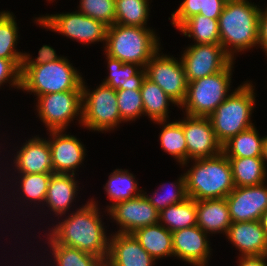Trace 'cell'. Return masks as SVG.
Wrapping results in <instances>:
<instances>
[{
    "label": "cell",
    "instance_id": "obj_1",
    "mask_svg": "<svg viewBox=\"0 0 267 266\" xmlns=\"http://www.w3.org/2000/svg\"><path fill=\"white\" fill-rule=\"evenodd\" d=\"M94 199L90 198L80 208L73 210L71 214L68 212L67 216H60V221H56V225L52 223L54 227L48 228V234L58 244L106 258L110 234L107 236L98 200L96 202Z\"/></svg>",
    "mask_w": 267,
    "mask_h": 266
},
{
    "label": "cell",
    "instance_id": "obj_2",
    "mask_svg": "<svg viewBox=\"0 0 267 266\" xmlns=\"http://www.w3.org/2000/svg\"><path fill=\"white\" fill-rule=\"evenodd\" d=\"M260 12V6L249 0L226 2L218 19L220 44L233 60L239 52L258 47Z\"/></svg>",
    "mask_w": 267,
    "mask_h": 266
},
{
    "label": "cell",
    "instance_id": "obj_3",
    "mask_svg": "<svg viewBox=\"0 0 267 266\" xmlns=\"http://www.w3.org/2000/svg\"><path fill=\"white\" fill-rule=\"evenodd\" d=\"M191 162V168L184 172L189 198L195 201L226 198L234 190L231 164L223 152Z\"/></svg>",
    "mask_w": 267,
    "mask_h": 266
},
{
    "label": "cell",
    "instance_id": "obj_4",
    "mask_svg": "<svg viewBox=\"0 0 267 266\" xmlns=\"http://www.w3.org/2000/svg\"><path fill=\"white\" fill-rule=\"evenodd\" d=\"M150 27L108 26L105 55L123 63H133L145 68L152 56L161 48L160 37Z\"/></svg>",
    "mask_w": 267,
    "mask_h": 266
},
{
    "label": "cell",
    "instance_id": "obj_5",
    "mask_svg": "<svg viewBox=\"0 0 267 266\" xmlns=\"http://www.w3.org/2000/svg\"><path fill=\"white\" fill-rule=\"evenodd\" d=\"M242 84L208 117L222 146L238 133L254 126L251 117L256 105L255 86L250 81Z\"/></svg>",
    "mask_w": 267,
    "mask_h": 266
},
{
    "label": "cell",
    "instance_id": "obj_6",
    "mask_svg": "<svg viewBox=\"0 0 267 266\" xmlns=\"http://www.w3.org/2000/svg\"><path fill=\"white\" fill-rule=\"evenodd\" d=\"M83 77L67 57L41 65L21 66V90L27 94H44L82 90Z\"/></svg>",
    "mask_w": 267,
    "mask_h": 266
},
{
    "label": "cell",
    "instance_id": "obj_7",
    "mask_svg": "<svg viewBox=\"0 0 267 266\" xmlns=\"http://www.w3.org/2000/svg\"><path fill=\"white\" fill-rule=\"evenodd\" d=\"M235 61L224 70L188 82L186 98L179 108L190 116L209 117L231 94V79ZM230 91V92H229Z\"/></svg>",
    "mask_w": 267,
    "mask_h": 266
},
{
    "label": "cell",
    "instance_id": "obj_8",
    "mask_svg": "<svg viewBox=\"0 0 267 266\" xmlns=\"http://www.w3.org/2000/svg\"><path fill=\"white\" fill-rule=\"evenodd\" d=\"M85 84L83 78L81 126L104 133L125 123L120 116L115 89L101 83L91 91Z\"/></svg>",
    "mask_w": 267,
    "mask_h": 266
},
{
    "label": "cell",
    "instance_id": "obj_9",
    "mask_svg": "<svg viewBox=\"0 0 267 266\" xmlns=\"http://www.w3.org/2000/svg\"><path fill=\"white\" fill-rule=\"evenodd\" d=\"M34 21L45 29L85 45L97 42L106 44L108 25L79 11L41 15Z\"/></svg>",
    "mask_w": 267,
    "mask_h": 266
},
{
    "label": "cell",
    "instance_id": "obj_10",
    "mask_svg": "<svg viewBox=\"0 0 267 266\" xmlns=\"http://www.w3.org/2000/svg\"><path fill=\"white\" fill-rule=\"evenodd\" d=\"M82 90L44 94L37 98V117L48 131L66 130L75 118L81 126Z\"/></svg>",
    "mask_w": 267,
    "mask_h": 266
},
{
    "label": "cell",
    "instance_id": "obj_11",
    "mask_svg": "<svg viewBox=\"0 0 267 266\" xmlns=\"http://www.w3.org/2000/svg\"><path fill=\"white\" fill-rule=\"evenodd\" d=\"M161 48L146 64V77L156 83L179 108L186 98L187 85L181 59L160 53Z\"/></svg>",
    "mask_w": 267,
    "mask_h": 266
},
{
    "label": "cell",
    "instance_id": "obj_12",
    "mask_svg": "<svg viewBox=\"0 0 267 266\" xmlns=\"http://www.w3.org/2000/svg\"><path fill=\"white\" fill-rule=\"evenodd\" d=\"M187 82L224 70L233 59L221 44H192L181 54Z\"/></svg>",
    "mask_w": 267,
    "mask_h": 266
},
{
    "label": "cell",
    "instance_id": "obj_13",
    "mask_svg": "<svg viewBox=\"0 0 267 266\" xmlns=\"http://www.w3.org/2000/svg\"><path fill=\"white\" fill-rule=\"evenodd\" d=\"M109 218L119 225L115 233L131 234L135 230L159 223L160 212L142 193L133 199L118 202L107 210Z\"/></svg>",
    "mask_w": 267,
    "mask_h": 266
},
{
    "label": "cell",
    "instance_id": "obj_14",
    "mask_svg": "<svg viewBox=\"0 0 267 266\" xmlns=\"http://www.w3.org/2000/svg\"><path fill=\"white\" fill-rule=\"evenodd\" d=\"M183 119V132L187 144V162L190 160L213 157L222 152V145L218 142L211 121L208 117L190 116Z\"/></svg>",
    "mask_w": 267,
    "mask_h": 266
},
{
    "label": "cell",
    "instance_id": "obj_15",
    "mask_svg": "<svg viewBox=\"0 0 267 266\" xmlns=\"http://www.w3.org/2000/svg\"><path fill=\"white\" fill-rule=\"evenodd\" d=\"M48 132L47 134L51 137L47 139L51 151L53 173L77 175L76 171L80 165L82 166L86 156V148L81 140L74 135L66 134L65 130Z\"/></svg>",
    "mask_w": 267,
    "mask_h": 266
},
{
    "label": "cell",
    "instance_id": "obj_16",
    "mask_svg": "<svg viewBox=\"0 0 267 266\" xmlns=\"http://www.w3.org/2000/svg\"><path fill=\"white\" fill-rule=\"evenodd\" d=\"M225 199L232 222L260 221L267 210V185L234 187Z\"/></svg>",
    "mask_w": 267,
    "mask_h": 266
},
{
    "label": "cell",
    "instance_id": "obj_17",
    "mask_svg": "<svg viewBox=\"0 0 267 266\" xmlns=\"http://www.w3.org/2000/svg\"><path fill=\"white\" fill-rule=\"evenodd\" d=\"M208 236L197 225L172 232L174 256L193 266H208L212 252Z\"/></svg>",
    "mask_w": 267,
    "mask_h": 266
},
{
    "label": "cell",
    "instance_id": "obj_18",
    "mask_svg": "<svg viewBox=\"0 0 267 266\" xmlns=\"http://www.w3.org/2000/svg\"><path fill=\"white\" fill-rule=\"evenodd\" d=\"M13 155V173L17 174H53V164L48 139L39 135L28 138Z\"/></svg>",
    "mask_w": 267,
    "mask_h": 266
},
{
    "label": "cell",
    "instance_id": "obj_19",
    "mask_svg": "<svg viewBox=\"0 0 267 266\" xmlns=\"http://www.w3.org/2000/svg\"><path fill=\"white\" fill-rule=\"evenodd\" d=\"M225 237L239 256L267 255V237L260 221L232 222Z\"/></svg>",
    "mask_w": 267,
    "mask_h": 266
},
{
    "label": "cell",
    "instance_id": "obj_20",
    "mask_svg": "<svg viewBox=\"0 0 267 266\" xmlns=\"http://www.w3.org/2000/svg\"><path fill=\"white\" fill-rule=\"evenodd\" d=\"M107 257L115 266H153L156 260L132 234L112 233Z\"/></svg>",
    "mask_w": 267,
    "mask_h": 266
},
{
    "label": "cell",
    "instance_id": "obj_21",
    "mask_svg": "<svg viewBox=\"0 0 267 266\" xmlns=\"http://www.w3.org/2000/svg\"><path fill=\"white\" fill-rule=\"evenodd\" d=\"M73 174H56L53 173L49 180L45 206L50 212L55 214V217L67 215L69 209L73 206L72 202H76V197L79 189L78 180ZM45 205V206H44Z\"/></svg>",
    "mask_w": 267,
    "mask_h": 266
},
{
    "label": "cell",
    "instance_id": "obj_22",
    "mask_svg": "<svg viewBox=\"0 0 267 266\" xmlns=\"http://www.w3.org/2000/svg\"><path fill=\"white\" fill-rule=\"evenodd\" d=\"M197 226L209 234H227L232 223L225 198L196 201Z\"/></svg>",
    "mask_w": 267,
    "mask_h": 266
},
{
    "label": "cell",
    "instance_id": "obj_23",
    "mask_svg": "<svg viewBox=\"0 0 267 266\" xmlns=\"http://www.w3.org/2000/svg\"><path fill=\"white\" fill-rule=\"evenodd\" d=\"M108 76L101 82L115 90H140L146 77L145 68L133 63H123L106 55Z\"/></svg>",
    "mask_w": 267,
    "mask_h": 266
},
{
    "label": "cell",
    "instance_id": "obj_24",
    "mask_svg": "<svg viewBox=\"0 0 267 266\" xmlns=\"http://www.w3.org/2000/svg\"><path fill=\"white\" fill-rule=\"evenodd\" d=\"M131 234L156 261L174 256L172 232L160 223L139 228Z\"/></svg>",
    "mask_w": 267,
    "mask_h": 266
},
{
    "label": "cell",
    "instance_id": "obj_25",
    "mask_svg": "<svg viewBox=\"0 0 267 266\" xmlns=\"http://www.w3.org/2000/svg\"><path fill=\"white\" fill-rule=\"evenodd\" d=\"M52 174H44V173H38V174H18L14 176L15 180H19L14 183L15 186H18L17 190L12 191L16 195V199H18V202L20 201V205L26 204V207L33 205L36 207H41L43 209V204L46 199L47 190H48V184L49 180L51 178ZM18 183V185H17ZM17 194L19 196L17 197ZM22 200V201H21ZM29 201V202H28ZM28 203V205H27ZM31 203V204H30ZM40 205H39V204ZM42 204V205H41Z\"/></svg>",
    "mask_w": 267,
    "mask_h": 266
},
{
    "label": "cell",
    "instance_id": "obj_26",
    "mask_svg": "<svg viewBox=\"0 0 267 266\" xmlns=\"http://www.w3.org/2000/svg\"><path fill=\"white\" fill-rule=\"evenodd\" d=\"M144 116H148L151 121L169 120V106L176 104L156 83L145 77L140 88Z\"/></svg>",
    "mask_w": 267,
    "mask_h": 266
},
{
    "label": "cell",
    "instance_id": "obj_27",
    "mask_svg": "<svg viewBox=\"0 0 267 266\" xmlns=\"http://www.w3.org/2000/svg\"><path fill=\"white\" fill-rule=\"evenodd\" d=\"M255 125L238 133L222 146L228 158L262 157L266 136H259Z\"/></svg>",
    "mask_w": 267,
    "mask_h": 266
},
{
    "label": "cell",
    "instance_id": "obj_28",
    "mask_svg": "<svg viewBox=\"0 0 267 266\" xmlns=\"http://www.w3.org/2000/svg\"><path fill=\"white\" fill-rule=\"evenodd\" d=\"M108 178L104 185V190L111 204L106 206V211L118 202L140 196L144 191L142 189L140 190L137 180H135L136 177L132 173H129L127 169L116 168Z\"/></svg>",
    "mask_w": 267,
    "mask_h": 266
},
{
    "label": "cell",
    "instance_id": "obj_29",
    "mask_svg": "<svg viewBox=\"0 0 267 266\" xmlns=\"http://www.w3.org/2000/svg\"><path fill=\"white\" fill-rule=\"evenodd\" d=\"M232 168L235 187L259 185L267 180L262 157L228 158Z\"/></svg>",
    "mask_w": 267,
    "mask_h": 266
},
{
    "label": "cell",
    "instance_id": "obj_30",
    "mask_svg": "<svg viewBox=\"0 0 267 266\" xmlns=\"http://www.w3.org/2000/svg\"><path fill=\"white\" fill-rule=\"evenodd\" d=\"M153 123L159 124L162 127L159 140L164 152L174 157L180 166L186 163L187 144L183 132V120H176L175 122L157 121Z\"/></svg>",
    "mask_w": 267,
    "mask_h": 266
},
{
    "label": "cell",
    "instance_id": "obj_31",
    "mask_svg": "<svg viewBox=\"0 0 267 266\" xmlns=\"http://www.w3.org/2000/svg\"><path fill=\"white\" fill-rule=\"evenodd\" d=\"M196 201L186 198L178 204L162 209L159 214V223L170 232L197 225Z\"/></svg>",
    "mask_w": 267,
    "mask_h": 266
},
{
    "label": "cell",
    "instance_id": "obj_32",
    "mask_svg": "<svg viewBox=\"0 0 267 266\" xmlns=\"http://www.w3.org/2000/svg\"><path fill=\"white\" fill-rule=\"evenodd\" d=\"M225 0H184L176 11L171 14V24L177 29L189 18L201 14L211 19H219Z\"/></svg>",
    "mask_w": 267,
    "mask_h": 266
},
{
    "label": "cell",
    "instance_id": "obj_33",
    "mask_svg": "<svg viewBox=\"0 0 267 266\" xmlns=\"http://www.w3.org/2000/svg\"><path fill=\"white\" fill-rule=\"evenodd\" d=\"M177 30L188 38L192 37L194 44H220L217 19L197 14L187 19Z\"/></svg>",
    "mask_w": 267,
    "mask_h": 266
},
{
    "label": "cell",
    "instance_id": "obj_34",
    "mask_svg": "<svg viewBox=\"0 0 267 266\" xmlns=\"http://www.w3.org/2000/svg\"><path fill=\"white\" fill-rule=\"evenodd\" d=\"M47 235V243L49 250L53 256L49 261L52 264L48 266H96L97 262L101 259L98 256H94L83 252L74 247H68L58 244L49 234Z\"/></svg>",
    "mask_w": 267,
    "mask_h": 266
},
{
    "label": "cell",
    "instance_id": "obj_35",
    "mask_svg": "<svg viewBox=\"0 0 267 266\" xmlns=\"http://www.w3.org/2000/svg\"><path fill=\"white\" fill-rule=\"evenodd\" d=\"M149 0H115V23L124 26L147 27Z\"/></svg>",
    "mask_w": 267,
    "mask_h": 266
},
{
    "label": "cell",
    "instance_id": "obj_36",
    "mask_svg": "<svg viewBox=\"0 0 267 266\" xmlns=\"http://www.w3.org/2000/svg\"><path fill=\"white\" fill-rule=\"evenodd\" d=\"M15 15L10 11H0V58L23 60L24 53L16 49L19 31Z\"/></svg>",
    "mask_w": 267,
    "mask_h": 266
},
{
    "label": "cell",
    "instance_id": "obj_37",
    "mask_svg": "<svg viewBox=\"0 0 267 266\" xmlns=\"http://www.w3.org/2000/svg\"><path fill=\"white\" fill-rule=\"evenodd\" d=\"M175 182L162 184L161 187L154 191L150 196L149 194H147V192L143 191L147 199L150 201L151 205L155 207L159 212L171 205L181 203L186 198H188L186 193L184 174H181L178 180ZM167 184L170 185L168 189L166 188ZM170 188L171 190H169ZM159 191H161L162 194H159Z\"/></svg>",
    "mask_w": 267,
    "mask_h": 266
},
{
    "label": "cell",
    "instance_id": "obj_38",
    "mask_svg": "<svg viewBox=\"0 0 267 266\" xmlns=\"http://www.w3.org/2000/svg\"><path fill=\"white\" fill-rule=\"evenodd\" d=\"M116 93L120 116L124 122L135 121L144 115L140 90L118 89Z\"/></svg>",
    "mask_w": 267,
    "mask_h": 266
},
{
    "label": "cell",
    "instance_id": "obj_39",
    "mask_svg": "<svg viewBox=\"0 0 267 266\" xmlns=\"http://www.w3.org/2000/svg\"><path fill=\"white\" fill-rule=\"evenodd\" d=\"M77 11L108 26L115 24V0H80Z\"/></svg>",
    "mask_w": 267,
    "mask_h": 266
},
{
    "label": "cell",
    "instance_id": "obj_40",
    "mask_svg": "<svg viewBox=\"0 0 267 266\" xmlns=\"http://www.w3.org/2000/svg\"><path fill=\"white\" fill-rule=\"evenodd\" d=\"M22 61L0 58V88L8 83L11 88L20 90Z\"/></svg>",
    "mask_w": 267,
    "mask_h": 266
},
{
    "label": "cell",
    "instance_id": "obj_41",
    "mask_svg": "<svg viewBox=\"0 0 267 266\" xmlns=\"http://www.w3.org/2000/svg\"><path fill=\"white\" fill-rule=\"evenodd\" d=\"M63 56H58L56 50L53 49L50 45H43L39 51L36 59H32V55L25 52L23 56L22 65H41L50 63L51 61L58 60Z\"/></svg>",
    "mask_w": 267,
    "mask_h": 266
},
{
    "label": "cell",
    "instance_id": "obj_42",
    "mask_svg": "<svg viewBox=\"0 0 267 266\" xmlns=\"http://www.w3.org/2000/svg\"><path fill=\"white\" fill-rule=\"evenodd\" d=\"M258 47L263 49L262 51L267 56V7L261 9L259 16Z\"/></svg>",
    "mask_w": 267,
    "mask_h": 266
},
{
    "label": "cell",
    "instance_id": "obj_43",
    "mask_svg": "<svg viewBox=\"0 0 267 266\" xmlns=\"http://www.w3.org/2000/svg\"><path fill=\"white\" fill-rule=\"evenodd\" d=\"M238 266H267V255L239 256Z\"/></svg>",
    "mask_w": 267,
    "mask_h": 266
},
{
    "label": "cell",
    "instance_id": "obj_44",
    "mask_svg": "<svg viewBox=\"0 0 267 266\" xmlns=\"http://www.w3.org/2000/svg\"><path fill=\"white\" fill-rule=\"evenodd\" d=\"M96 266H115V264L108 257H106V258H101L97 262Z\"/></svg>",
    "mask_w": 267,
    "mask_h": 266
},
{
    "label": "cell",
    "instance_id": "obj_45",
    "mask_svg": "<svg viewBox=\"0 0 267 266\" xmlns=\"http://www.w3.org/2000/svg\"><path fill=\"white\" fill-rule=\"evenodd\" d=\"M262 159H263V162H264V165H265V169L267 171V135H266V138L264 140V144H263V154H262Z\"/></svg>",
    "mask_w": 267,
    "mask_h": 266
},
{
    "label": "cell",
    "instance_id": "obj_46",
    "mask_svg": "<svg viewBox=\"0 0 267 266\" xmlns=\"http://www.w3.org/2000/svg\"><path fill=\"white\" fill-rule=\"evenodd\" d=\"M263 230L265 231V235L267 237V210L262 214L260 219Z\"/></svg>",
    "mask_w": 267,
    "mask_h": 266
}]
</instances>
